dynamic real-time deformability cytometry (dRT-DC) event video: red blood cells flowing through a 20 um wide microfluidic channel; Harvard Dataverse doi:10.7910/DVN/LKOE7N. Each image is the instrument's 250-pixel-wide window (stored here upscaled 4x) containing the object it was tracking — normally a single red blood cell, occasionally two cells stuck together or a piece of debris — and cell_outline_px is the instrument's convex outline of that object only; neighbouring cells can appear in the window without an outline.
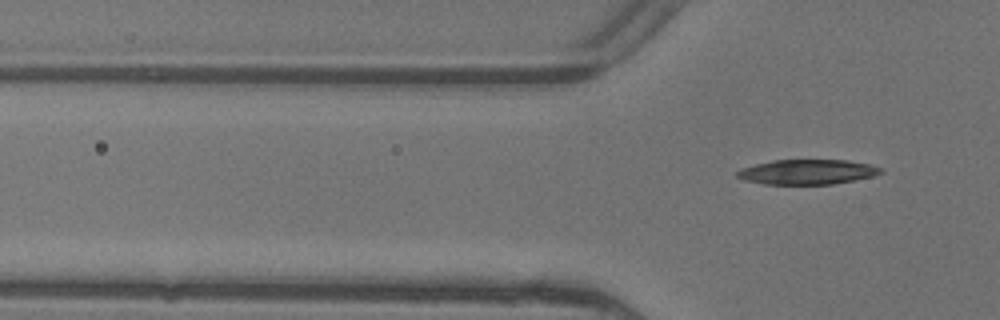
{"species": "common noctule bat (a hibernating species)", "species_latin": "Nyctalus noctula", "temperature_condition": "warm", "stored_images_in_passage": 6, "camera_frame_rate_fps": 3000, "um_per_image_px": 0.085, "animal": {"sex": "female"}, "frame": {"image": 1, "passage_image": 6, "time_ms": 1.667, "image_size_px": [1000, 320], "cell_outline_px": [[884, 172], [872, 176], [832, 184], [764, 184], [744, 180], [736, 176], [736, 172], [740, 168], [772, 160], [848, 160], [872, 164], [880, 168]], "centroid_in_image_um": [68.6, 14.61], "position_along_channel_um": 57.2, "area_um2": 20.81}}